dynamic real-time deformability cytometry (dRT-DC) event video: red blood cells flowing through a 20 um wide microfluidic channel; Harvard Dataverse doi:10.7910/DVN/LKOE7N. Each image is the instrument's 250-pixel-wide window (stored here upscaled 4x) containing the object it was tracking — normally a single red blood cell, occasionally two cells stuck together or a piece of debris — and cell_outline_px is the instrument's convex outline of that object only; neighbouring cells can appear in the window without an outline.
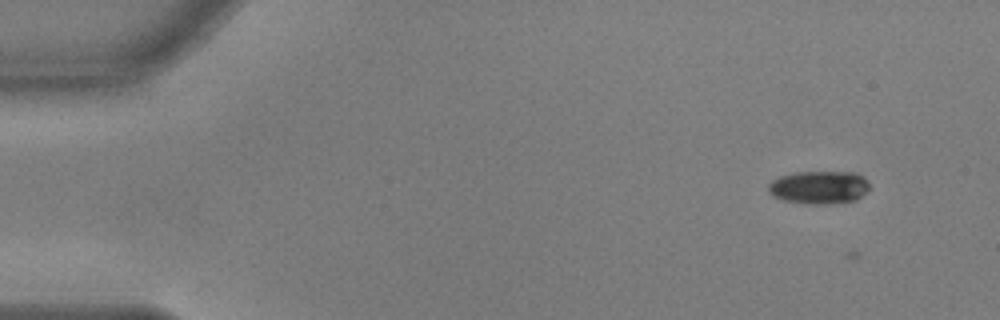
{"species": "common noctule bat (a hibernating species)", "species_latin": "Nyctalus noctula", "temperature_condition": "warm", "stored_images_in_passage": 2, "camera_frame_rate_fps": 3000, "um_per_image_px": 0.085, "animal": {"sex": "male", "body_mass_g": 17.9, "forearm_length_mm": 54.2}, "frame": {"image": 1, "passage_image": 1, "time_ms": 0.0, "image_size_px": [1000, 320], "cell_outline_px": [[868, 188], [856, 200], [828, 204], [808, 204], [780, 200], [772, 196], [768, 192], [768, 184], [772, 180], [780, 176], [796, 172], [856, 172], [864, 176], [868, 180]], "centroid_in_image_um": [69.58, 15.92], "position_along_channel_um": 15.4, "area_um2": 19.65}}